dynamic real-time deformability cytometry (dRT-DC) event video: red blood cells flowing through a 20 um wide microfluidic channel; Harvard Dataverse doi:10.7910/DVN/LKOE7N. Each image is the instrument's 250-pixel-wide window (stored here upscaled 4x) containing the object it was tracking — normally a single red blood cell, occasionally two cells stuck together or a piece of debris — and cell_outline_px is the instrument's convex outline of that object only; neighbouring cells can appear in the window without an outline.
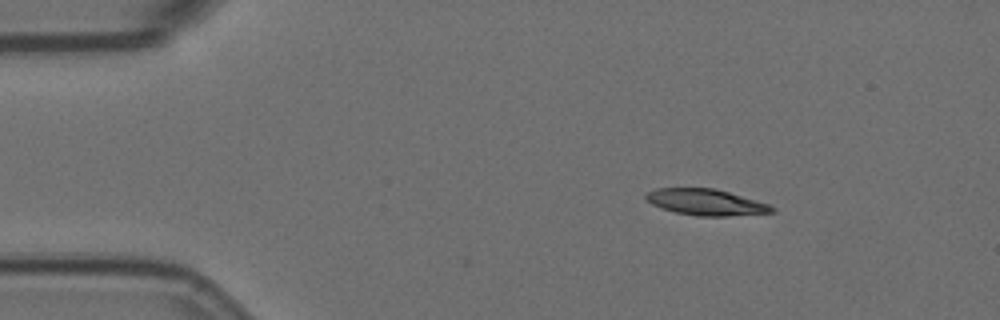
{"species": "Egyptian fruit bat (a non-hibernating species)", "species_latin": "Rousettus aegyptiacus", "temperature_condition": "room temperature", "stored_images_in_passage": 2, "camera_frame_rate_fps": 3000, "um_per_image_px": 0.085, "animal": {"sex": "female"}, "frame": {"image": 1, "passage_image": 2, "time_ms": 0.333, "image_size_px": [1000, 320], "cell_outline_px": [[776, 212], [728, 216], [696, 216], [676, 212], [660, 208], [652, 204], [644, 196], [648, 192], [656, 188], [712, 188], [728, 192], [756, 200], [768, 204], [776, 208]], "centroid_in_image_um": [60.01, 17.19], "position_along_channel_um": 25.0, "area_um2": 19.13}}